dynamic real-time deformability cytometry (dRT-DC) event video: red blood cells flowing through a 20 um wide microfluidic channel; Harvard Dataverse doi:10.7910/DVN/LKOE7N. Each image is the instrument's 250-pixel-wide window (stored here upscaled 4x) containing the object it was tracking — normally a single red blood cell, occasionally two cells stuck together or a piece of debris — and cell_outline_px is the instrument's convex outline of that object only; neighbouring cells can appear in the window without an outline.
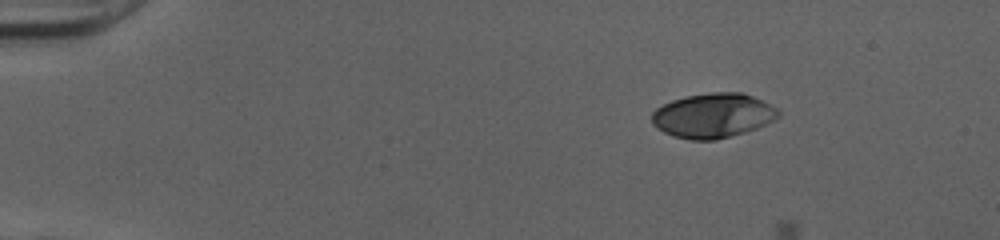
{"species": "human", "species_latin": "Homo sapiens", "temperature_condition": "cold", "stored_images_in_passage": 7, "camera_frame_rate_fps": 3000, "um_per_image_px": 0.085, "donor": {"sex": "female"}, "frame": {"image": 1, "passage_image": 1, "time_ms": 0.0, "image_size_px": [1000, 240], "cell_outline_px": [[780, 116], [756, 128], [744, 132], [716, 140], [692, 140], [672, 136], [656, 128], [652, 124], [652, 112], [656, 108], [672, 100], [684, 96], [712, 92], [740, 92], [764, 100], [776, 108], [780, 112]], "centroid_in_image_um": [60.58, 9.81], "position_along_channel_um": 24.4, "area_um2": 32.89}}